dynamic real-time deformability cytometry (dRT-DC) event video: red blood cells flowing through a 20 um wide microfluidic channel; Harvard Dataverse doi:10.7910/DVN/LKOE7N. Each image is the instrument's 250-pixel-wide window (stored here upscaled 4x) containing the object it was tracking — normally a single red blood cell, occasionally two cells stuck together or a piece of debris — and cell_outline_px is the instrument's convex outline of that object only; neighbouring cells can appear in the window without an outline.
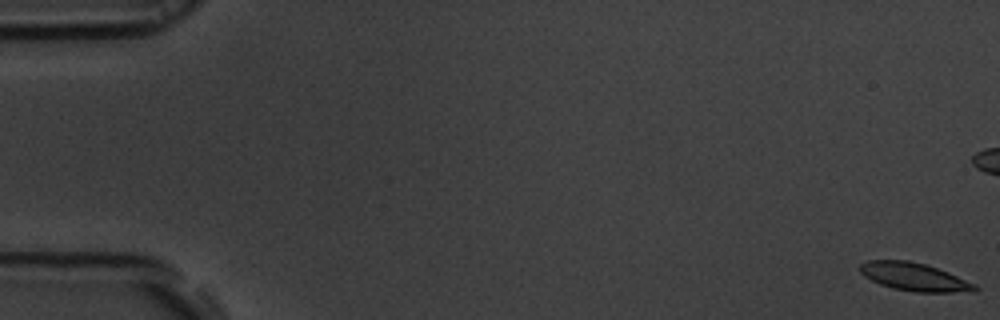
{"species": "common noctule bat (a hibernating species)", "species_latin": "Nyctalus noctula", "temperature_condition": "room temperature", "stored_images_in_passage": 11, "camera_frame_rate_fps": 3000, "um_per_image_px": 0.085, "animal": {"sex": "male", "body_mass_g": 19.5, "forearm_length_mm": 54.6}, "frame": {"image": 1, "passage_image": 1, "time_ms": 0.0, "image_size_px": [1000, 320], "cell_outline_px": [[980, 288], [976, 292], [912, 292], [892, 288], [880, 284], [864, 276], [860, 272], [860, 264], [868, 260], [908, 260], [924, 264], [948, 272], [976, 284]], "centroid_in_image_um": [77.74, 23.54], "position_along_channel_um": 7.3, "area_um2": 18.84}}